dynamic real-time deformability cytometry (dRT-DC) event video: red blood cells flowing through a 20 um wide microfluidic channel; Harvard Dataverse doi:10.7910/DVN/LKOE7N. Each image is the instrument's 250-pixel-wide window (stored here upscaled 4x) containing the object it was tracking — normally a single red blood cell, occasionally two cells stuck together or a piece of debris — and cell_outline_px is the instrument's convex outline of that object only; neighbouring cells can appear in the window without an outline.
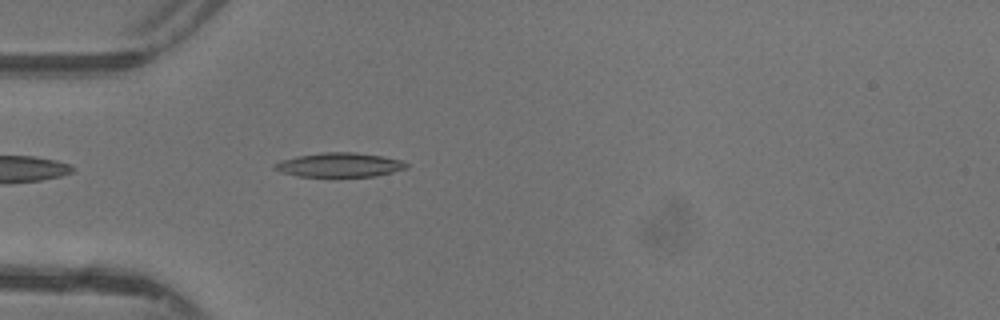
{"species": "common noctule bat (a hibernating species)", "species_latin": "Nyctalus noctula", "temperature_condition": "warm", "stored_images_in_passage": 32, "camera_frame_rate_fps": 3000, "um_per_image_px": 0.085, "animal": {"sex": "female"}, "frame": {"image": 1, "passage_image": 1, "time_ms": 0.0, "image_size_px": [1000, 320], "cell_outline_px": [[408, 168], [376, 176], [336, 180], [296, 176], [280, 172], [272, 168], [276, 164], [284, 160], [296, 156], [324, 152], [356, 152], [380, 156], [400, 160], [408, 164]], "centroid_in_image_um": [28.84, 14.08], "position_along_channel_um": 56.2, "area_um2": 19.54}}
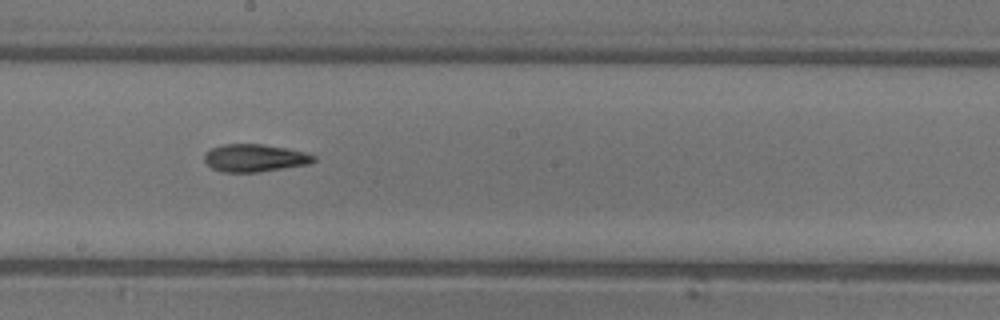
{"frame": {"image": 2, "passage_image": 13, "time_ms": 4.0, "image_size_px": [1000, 320], "cell_outline_px": [[316, 160], [308, 164], [260, 172], [220, 172], [212, 168], [204, 160], [204, 152], [212, 148], [224, 144], [264, 144], [288, 148], [304, 152], [316, 156]], "centroid_in_image_um": [21.64, 13.42], "position_along_channel_um": 226.6, "area_um2": 17.69}}
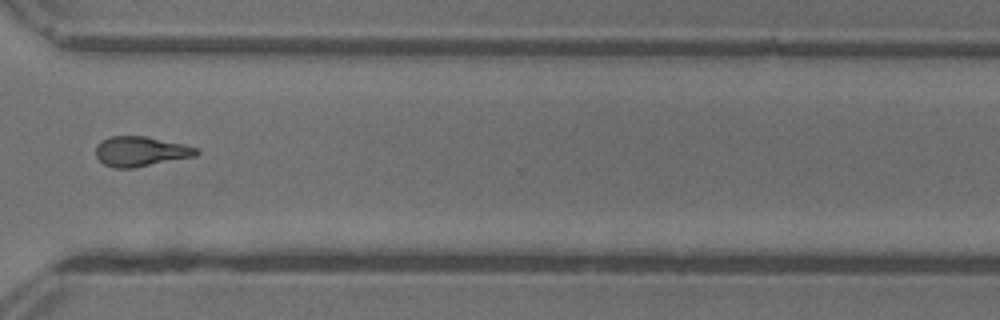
{"frame": {"image": 3, "passage_image": 22, "time_ms": 7.0, "image_size_px": [1000, 320], "cell_outline_px": [[200, 152], [196, 156], [132, 168], [116, 168], [104, 164], [96, 156], [96, 144], [100, 140], [108, 136], [144, 136], [184, 144], [196, 148]], "centroid_in_image_um": [11.93, 12.86], "position_along_channel_um": 358.7, "area_um2": 17.51}, "authors_computed_cell_mechanics": {"area_um2": 17.3111, "velocity_mm_per_s": 4.4141, "shape_relaxation_time_tau1_ms": 8.3174, "shape_relaxation_time_tau2_ms": 4.2289, "deformation_change_tau1": 0.2529, "deformation_change_tau2": 0.1503}}